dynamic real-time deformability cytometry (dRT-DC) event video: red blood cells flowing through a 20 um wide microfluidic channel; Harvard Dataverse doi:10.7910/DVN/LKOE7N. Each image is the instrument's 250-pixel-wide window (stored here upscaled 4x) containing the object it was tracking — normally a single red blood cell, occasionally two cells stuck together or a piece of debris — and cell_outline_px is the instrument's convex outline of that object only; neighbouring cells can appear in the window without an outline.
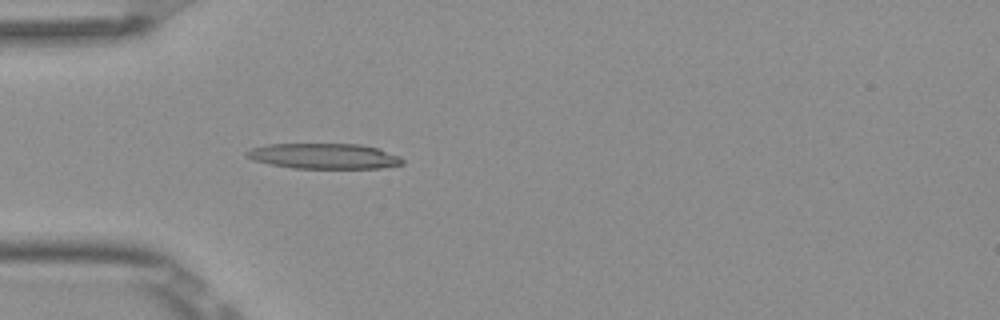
{"species": "Egyptian fruit bat (a non-hibernating species)", "species_latin": "Rousettus aegyptiacus", "temperature_condition": "room temperature", "stored_images_in_passage": 4, "camera_frame_rate_fps": 3000, "um_per_image_px": 0.085, "frame": {"image": 1, "passage_image": 4, "time_ms": 1.0, "image_size_px": [1000, 320], "cell_outline_px": [[404, 164], [380, 168], [292, 168], [252, 160], [244, 156], [244, 152], [252, 148], [268, 144], [360, 144], [376, 148], [400, 156], [404, 160]], "centroid_in_image_um": [27.52, 13.27], "position_along_channel_um": 57.5, "area_um2": 23.06}}